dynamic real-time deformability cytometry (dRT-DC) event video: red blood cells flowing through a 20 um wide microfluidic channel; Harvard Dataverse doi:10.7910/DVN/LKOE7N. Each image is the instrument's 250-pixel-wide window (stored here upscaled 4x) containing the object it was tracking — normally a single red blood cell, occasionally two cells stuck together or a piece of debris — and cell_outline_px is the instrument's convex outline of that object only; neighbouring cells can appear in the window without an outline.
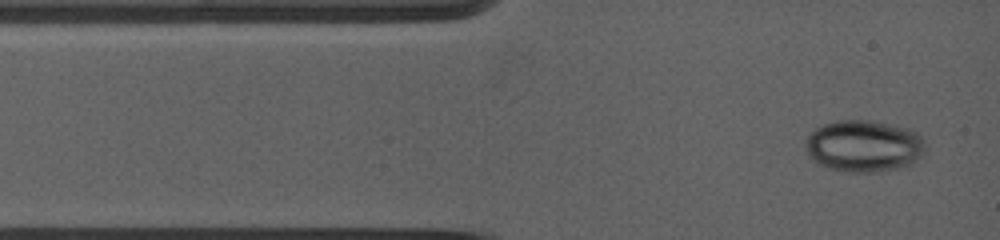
{"species": "common noctule bat (a hibernating species)", "species_latin": "Nyctalus noctula", "temperature_condition": "warm", "stored_images_in_passage": 18, "camera_frame_rate_fps": 5000, "um_per_image_px": 0.085, "animal": {"sex": "female", "body_mass_g": 19.0, "forearm_length_mm": 53.3}, "frame": {"image": 1, "passage_image": 1, "time_ms": 0.0, "image_size_px": [1000, 240], "cell_outline_px": [[924, 148], [920, 156], [908, 164], [896, 168], [876, 172], [852, 172], [828, 168], [820, 164], [808, 156], [804, 144], [808, 136], [816, 128], [824, 124], [844, 120], [860, 120], [904, 128], [920, 136]], "centroid_in_image_um": [73.34, 12.43], "position_along_channel_um": 11.7, "area_um2": 35.08}}
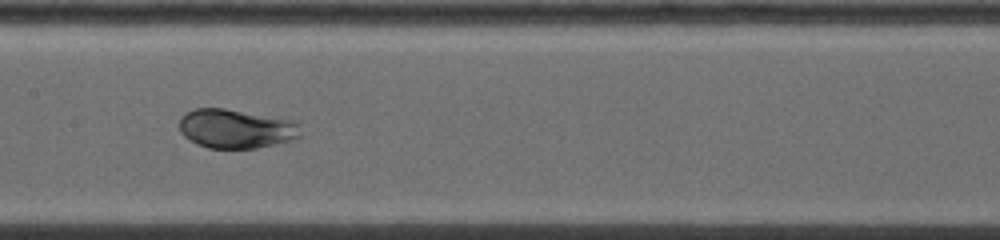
{"frame": {"image": 2, "passage_image": 11, "time_ms": 5.4, "image_size_px": [1000, 240], "cell_outline_px": [[300, 136], [272, 144], [256, 148], [208, 148], [184, 136], [180, 132], [180, 120], [188, 112], [196, 108], [224, 108], [296, 124]], "centroid_in_image_um": [19.91, 10.96], "position_along_channel_um": 187.5, "area_um2": 26.01}}
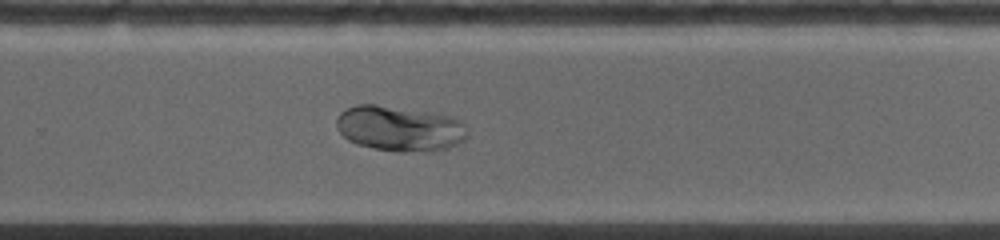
{"frame": {"image": 3, "passage_image": 16, "time_ms": 8.2, "image_size_px": [1000, 240], "cell_outline_px": [[464, 140], [448, 148], [436, 152], [396, 152], [372, 148], [356, 144], [348, 140], [340, 132], [336, 124], [336, 120], [340, 112], [356, 104], [376, 104], [444, 116], [452, 120], [464, 136]], "centroid_in_image_um": [33.79, 10.97], "position_along_channel_um": 296.0, "area_um2": 33.41}}